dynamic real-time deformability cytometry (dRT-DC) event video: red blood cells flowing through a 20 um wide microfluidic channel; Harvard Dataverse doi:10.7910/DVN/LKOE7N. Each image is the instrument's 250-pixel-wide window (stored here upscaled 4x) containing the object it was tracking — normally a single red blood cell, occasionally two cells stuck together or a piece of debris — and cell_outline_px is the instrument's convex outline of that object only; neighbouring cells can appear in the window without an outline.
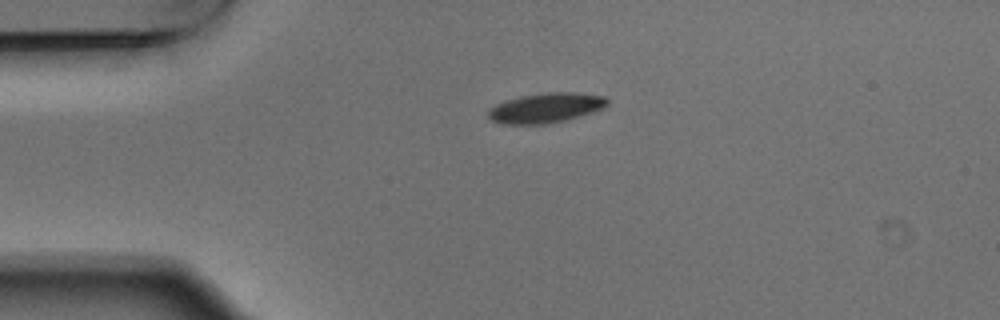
{"species": "Egyptian fruit bat (a non-hibernating species)", "species_latin": "Rousettus aegyptiacus", "temperature_condition": "warm", "stored_images_in_passage": 2, "camera_frame_rate_fps": 3000, "um_per_image_px": 0.085, "animal": {"sex": "male"}, "frame": {"image": 1, "passage_image": 1, "time_ms": 0.0, "image_size_px": [1000, 320], "cell_outline_px": [[608, 104], [604, 108], [580, 116], [564, 120], [544, 124], [500, 124], [492, 120], [488, 116], [488, 108], [496, 104], [520, 96], [548, 92], [576, 92], [604, 96], [608, 100]], "centroid_in_image_um": [46.39, 9.17], "position_along_channel_um": 38.6, "area_um2": 20.69}}